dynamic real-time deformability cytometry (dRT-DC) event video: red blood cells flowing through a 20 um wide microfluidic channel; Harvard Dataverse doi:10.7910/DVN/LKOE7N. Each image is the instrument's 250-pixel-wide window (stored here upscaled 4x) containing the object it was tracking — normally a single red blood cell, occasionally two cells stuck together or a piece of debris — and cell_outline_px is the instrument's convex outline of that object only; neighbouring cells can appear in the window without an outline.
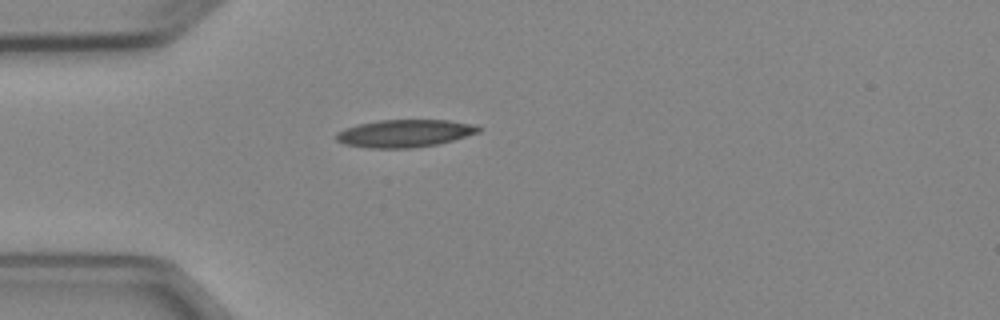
{"species": "Egyptian fruit bat (a non-hibernating species)", "species_latin": "Rousettus aegyptiacus", "temperature_condition": "cold", "stored_images_in_passage": 1, "camera_frame_rate_fps": 3000, "um_per_image_px": 0.085, "animal": {"sex": "female"}, "frame": {"image": 1, "passage_image": 1, "time_ms": 0.0, "image_size_px": [1000, 320], "cell_outline_px": [[484, 128], [480, 132], [452, 140], [436, 144], [408, 148], [368, 148], [344, 144], [336, 140], [336, 132], [344, 128], [356, 124], [380, 120], [448, 120], [476, 124]], "centroid_in_image_um": [34.4, 11.32], "position_along_channel_um": 50.6, "area_um2": 23.0}}